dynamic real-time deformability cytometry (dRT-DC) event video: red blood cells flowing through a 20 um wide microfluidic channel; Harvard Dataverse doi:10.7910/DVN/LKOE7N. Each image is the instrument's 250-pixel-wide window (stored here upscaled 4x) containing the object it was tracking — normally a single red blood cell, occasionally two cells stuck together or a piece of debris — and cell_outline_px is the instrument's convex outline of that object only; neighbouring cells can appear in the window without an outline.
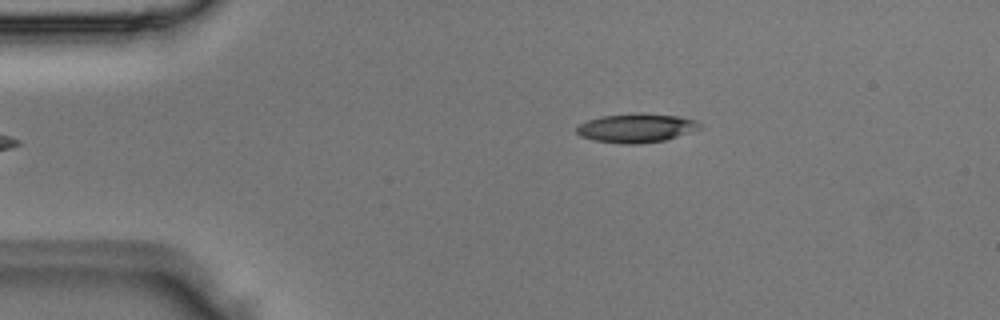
{"species": "Egyptian fruit bat (a non-hibernating species)", "species_latin": "Rousettus aegyptiacus", "temperature_condition": "room temperature", "stored_images_in_passage": 4, "camera_frame_rate_fps": 3000, "um_per_image_px": 0.085, "animal": {"sex": "male"}, "frame": {"image": 1, "passage_image": 4, "time_ms": 1.0, "image_size_px": [1000, 320], "cell_outline_px": [[704, 128], [664, 140], [640, 144], [624, 144], [592, 140], [580, 136], [576, 132], [576, 128], [580, 124], [588, 120], [600, 116], [636, 112], [644, 112], [680, 116], [696, 120], [704, 124]], "centroid_in_image_um": [54.13, 10.86], "position_along_channel_um": 30.9, "area_um2": 21.27}}